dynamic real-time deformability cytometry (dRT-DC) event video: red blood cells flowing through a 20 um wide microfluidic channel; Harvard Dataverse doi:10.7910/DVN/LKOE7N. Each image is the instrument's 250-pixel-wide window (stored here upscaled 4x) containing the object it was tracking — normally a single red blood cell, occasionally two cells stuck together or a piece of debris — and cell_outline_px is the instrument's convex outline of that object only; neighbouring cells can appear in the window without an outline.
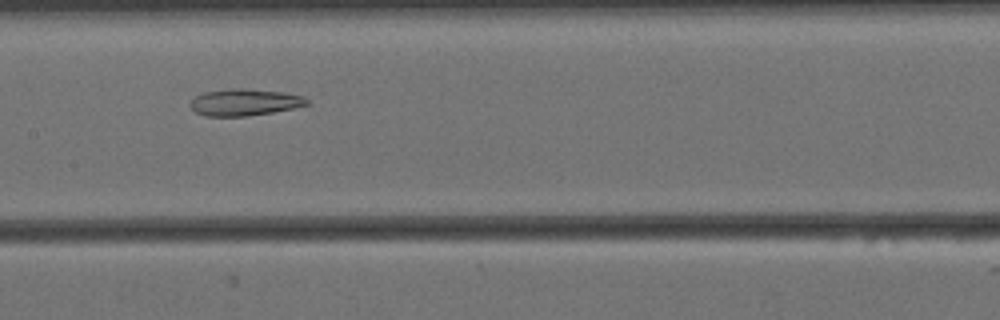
{"species": "Egyptian fruit bat (a non-hibernating species)", "species_latin": "Rousettus aegyptiacus", "temperature_condition": "cold", "stored_images_in_passage": 37, "camera_frame_rate_fps": 3000, "um_per_image_px": 0.085, "animal": {"sex": "female"}, "frame": {"image": 1, "passage_image": 20, "time_ms": 6.333, "image_size_px": [1000, 320], "cell_outline_px": [[308, 104], [296, 108], [272, 112], [244, 116], [204, 116], [196, 112], [188, 104], [196, 96], [204, 92], [232, 88], [236, 88], [284, 92], [300, 96], [308, 100]], "centroid_in_image_um": [20.76, 8.7], "position_along_channel_um": 186.6, "area_um2": 17.98}}
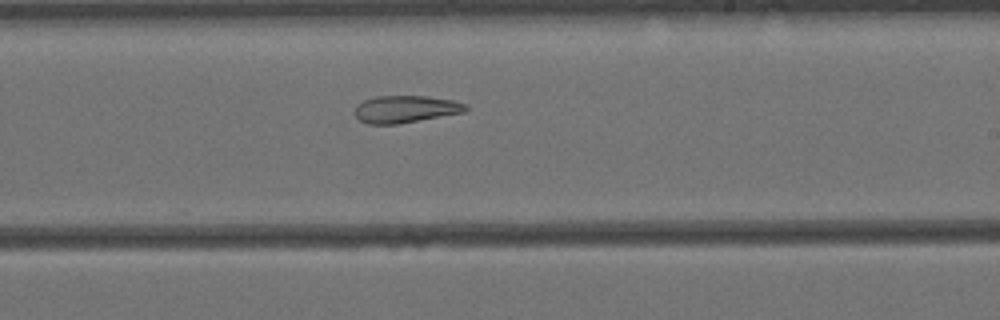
{"frame": {"image": 2, "passage_image": 26, "time_ms": 8.333, "image_size_px": [1000, 320], "cell_outline_px": [[468, 108], [464, 112], [396, 124], [368, 124], [360, 120], [356, 116], [356, 108], [364, 100], [376, 96], [428, 96], [456, 100], [464, 104]], "centroid_in_image_um": [34.49, 9.26], "position_along_channel_um": 254.5, "area_um2": 17.34}}
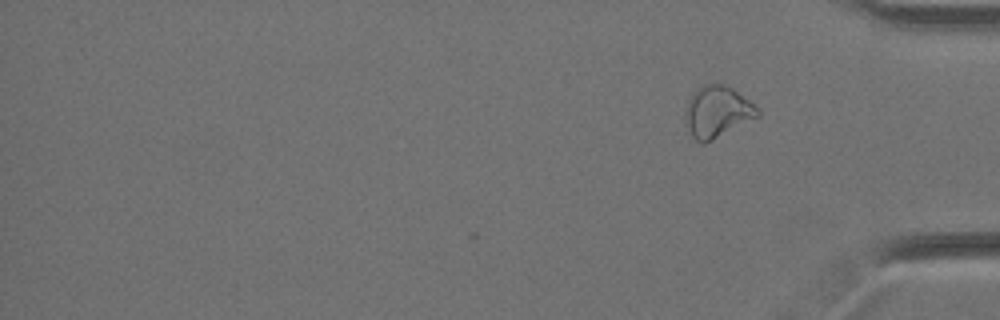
{"frame": {"image": 3, "passage_image": 37, "time_ms": 12.0, "image_size_px": [1000, 320], "cell_outline_px": [[760, 116], [704, 144], [700, 144], [692, 136], [688, 124], [688, 100], [696, 88], [704, 84], [724, 84], [732, 88], [748, 100], [760, 112]], "centroid_in_image_um": [61.0, 9.5], "position_along_channel_um": 374.2, "area_um2": 21.04}, "authors_computed_cell_mechanics": {"area_um2": 18.8428, "velocity_mm_per_s": 3.4269, "shape_relaxation_time_tau1_ms": null, "shape_relaxation_time_tau2_ms": 5.9042, "deformation_change_tau1": null, "deformation_change_tau2": 0.1383}}